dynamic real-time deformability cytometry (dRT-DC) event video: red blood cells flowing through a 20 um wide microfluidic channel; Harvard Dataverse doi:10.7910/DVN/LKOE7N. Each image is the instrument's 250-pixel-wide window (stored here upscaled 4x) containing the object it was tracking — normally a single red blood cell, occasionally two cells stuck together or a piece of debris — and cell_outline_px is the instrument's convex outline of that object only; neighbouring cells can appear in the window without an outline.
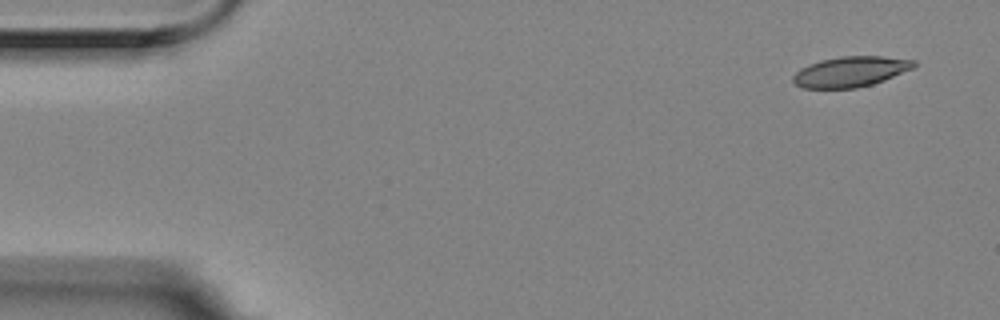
{"species": "Egyptian fruit bat (a non-hibernating species)", "species_latin": "Rousettus aegyptiacus", "temperature_condition": "room temperature", "stored_images_in_passage": 4, "camera_frame_rate_fps": 3000, "um_per_image_px": 0.085, "animal": {"sex": "female"}, "frame": {"image": 1, "passage_image": 1, "time_ms": 0.0, "image_size_px": [1000, 320], "cell_outline_px": [[916, 64], [912, 68], [884, 80], [872, 84], [856, 88], [800, 88], [792, 80], [792, 76], [800, 68], [808, 64], [820, 60], [840, 56], [880, 56], [916, 60]], "centroid_in_image_um": [72.25, 6.09], "position_along_channel_um": 12.7, "area_um2": 21.39}}
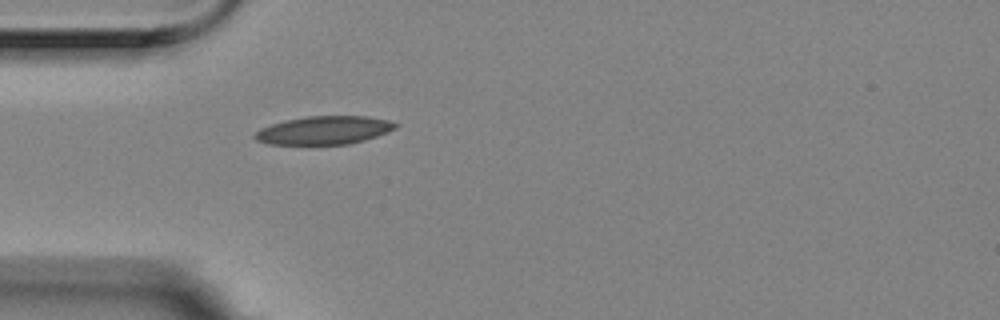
{"frame": {"image": 2, "passage_image": 4, "time_ms": 1.0, "image_size_px": [1000, 320], "cell_outline_px": [[400, 124], [396, 128], [376, 136], [364, 140], [348, 144], [268, 144], [256, 140], [252, 136], [260, 128], [272, 124], [288, 120], [308, 116], [368, 116], [388, 120]], "centroid_in_image_um": [27.55, 11.07], "position_along_channel_um": 57.4, "area_um2": 23.0}}